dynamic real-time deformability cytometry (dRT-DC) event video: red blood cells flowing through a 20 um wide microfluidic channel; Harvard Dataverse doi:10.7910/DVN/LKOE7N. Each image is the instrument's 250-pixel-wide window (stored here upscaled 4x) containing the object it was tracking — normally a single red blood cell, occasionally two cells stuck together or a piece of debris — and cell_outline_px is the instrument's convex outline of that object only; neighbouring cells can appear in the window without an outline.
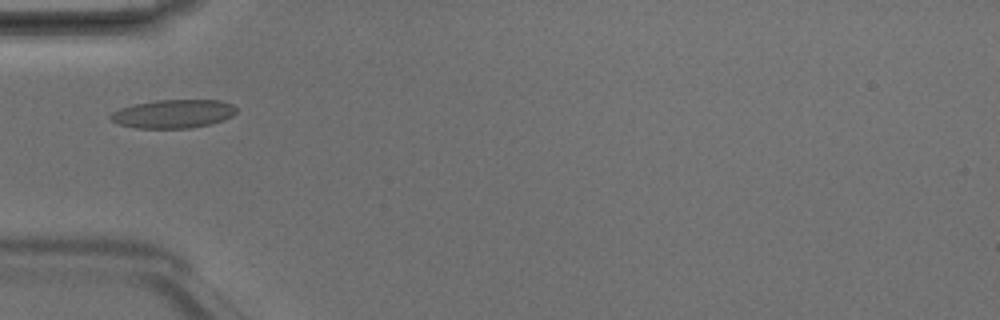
{"species": "Egyptian fruit bat (a non-hibernating species)", "species_latin": "Rousettus aegyptiacus", "temperature_condition": "room temperature", "stored_images_in_passage": 4, "camera_frame_rate_fps": 3000, "um_per_image_px": 0.085, "animal": {"sex": "male"}, "frame": {"image": 1, "passage_image": 2, "time_ms": 0.333, "image_size_px": [1000, 320], "cell_outline_px": [[236, 112], [232, 116], [224, 120], [212, 124], [188, 128], [136, 128], [120, 124], [112, 120], [108, 116], [112, 112], [120, 108], [132, 104], [156, 100], [220, 100], [232, 104], [236, 108]], "centroid_in_image_um": [14.73, 9.67], "position_along_channel_um": 70.3, "area_um2": 20.98}}
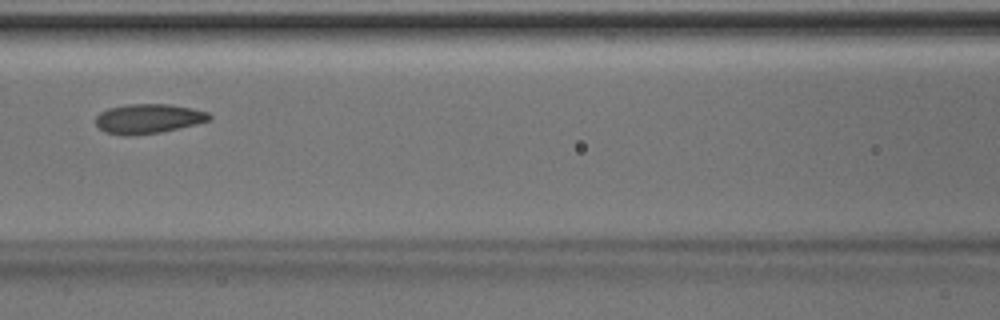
{"frame": {"image": 2, "passage_image": 4, "time_ms": 1.0, "image_size_px": [1000, 320], "cell_outline_px": [[212, 116], [208, 120], [196, 124], [160, 132], [132, 136], [124, 136], [104, 132], [96, 124], [96, 116], [100, 112], [108, 108], [128, 104], [168, 104], [192, 108], [208, 112]], "centroid_in_image_um": [12.57, 10.09], "position_along_channel_um": 154.0, "area_um2": 19.59}}